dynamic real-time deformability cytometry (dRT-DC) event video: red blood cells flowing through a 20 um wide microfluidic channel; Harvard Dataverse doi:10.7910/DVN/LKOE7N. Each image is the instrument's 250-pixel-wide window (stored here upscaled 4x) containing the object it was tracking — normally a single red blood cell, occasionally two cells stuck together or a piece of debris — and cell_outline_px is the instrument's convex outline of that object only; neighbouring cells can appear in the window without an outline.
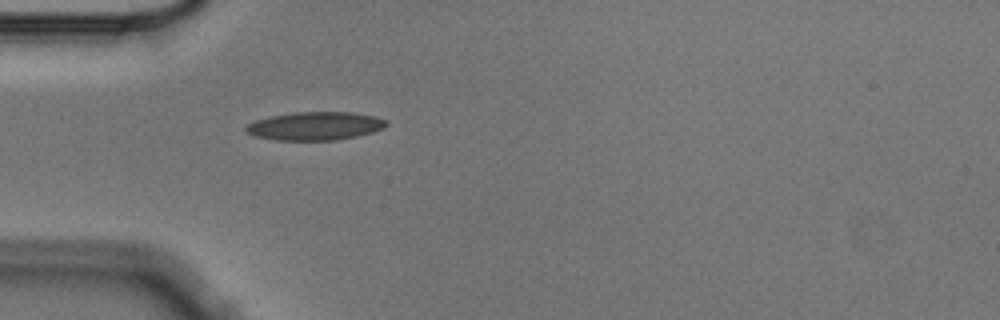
{"species": "Egyptian fruit bat (a non-hibernating species)", "species_latin": "Rousettus aegyptiacus", "temperature_condition": "cold", "stored_images_in_passage": 4, "camera_frame_rate_fps": 3000, "um_per_image_px": 0.085, "animal": {"sex": "male"}, "frame": {"image": 1, "passage_image": 4, "time_ms": 1.0, "image_size_px": [1000, 320], "cell_outline_px": [[388, 124], [384, 128], [372, 132], [356, 136], [336, 140], [276, 140], [252, 136], [244, 132], [244, 128], [248, 124], [256, 120], [268, 116], [292, 112], [352, 112], [376, 116], [388, 120]], "centroid_in_image_um": [26.76, 10.7], "position_along_channel_um": 58.2, "area_um2": 23.47}}